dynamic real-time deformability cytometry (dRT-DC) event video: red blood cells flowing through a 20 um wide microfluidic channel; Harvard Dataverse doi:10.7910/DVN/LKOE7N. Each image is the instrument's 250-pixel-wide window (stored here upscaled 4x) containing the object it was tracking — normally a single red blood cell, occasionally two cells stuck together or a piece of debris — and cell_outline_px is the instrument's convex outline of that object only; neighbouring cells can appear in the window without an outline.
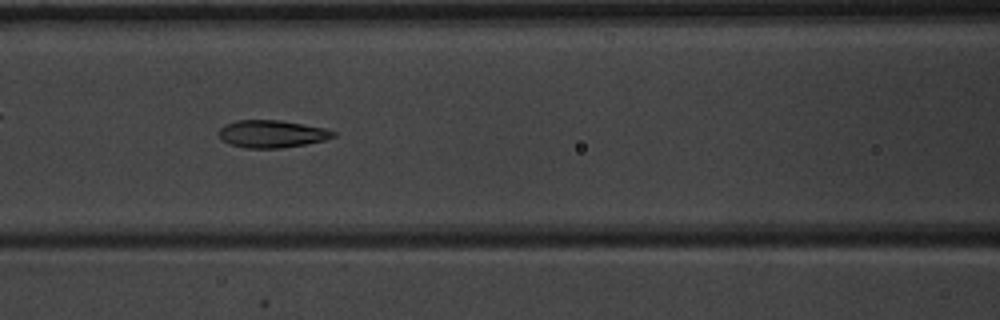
{"species": "common noctule bat (a hibernating species)", "species_latin": "Nyctalus noctula", "temperature_condition": "warm", "stored_images_in_passage": 51, "camera_frame_rate_fps": 3000, "um_per_image_px": 0.085, "animal": {"sex": "male", "body_mass_g": 20.1, "forearm_length_mm": 53.5}, "frame": {"image": 1, "passage_image": 23, "time_ms": 7.333, "image_size_px": [1000, 320], "cell_outline_px": [[336, 136], [324, 140], [304, 144], [280, 148], [244, 148], [232, 144], [224, 140], [216, 132], [224, 124], [236, 120], [280, 120], [324, 128], [336, 132]], "centroid_in_image_um": [23.09, 11.37], "position_along_channel_um": 143.5, "area_um2": 18.21}}
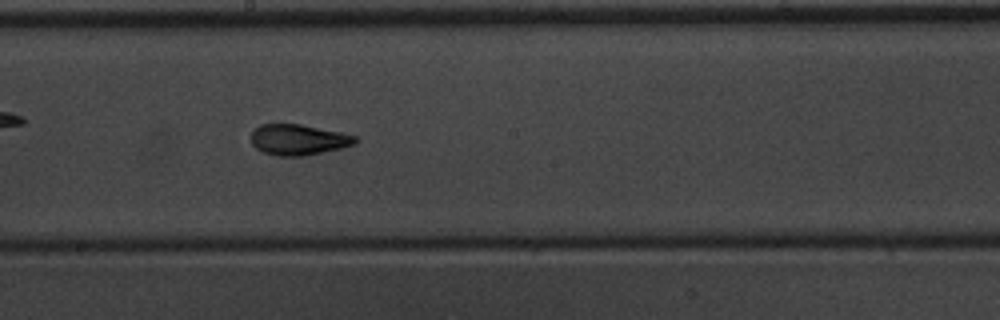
{"frame": {"image": 2, "passage_image": 29, "time_ms": 9.333, "image_size_px": [1000, 320], "cell_outline_px": [[360, 140], [356, 144], [340, 148], [304, 156], [276, 156], [264, 152], [256, 148], [252, 144], [252, 132], [260, 124], [300, 124], [340, 132], [356, 136]], "centroid_in_image_um": [25.38, 11.87], "position_along_channel_um": 222.8, "area_um2": 18.61}}
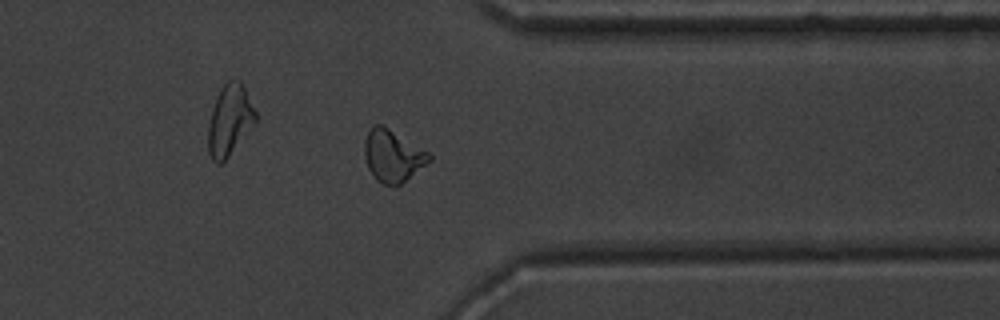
{"frame": {"image": 3, "passage_image": 41, "time_ms": 13.333, "image_size_px": [1000, 320], "cell_outline_px": [[432, 160], [396, 188], [384, 184], [376, 180], [368, 168], [364, 156], [364, 140], [368, 132], [376, 124], [380, 124], [388, 128], [428, 152], [432, 156]], "centroid_in_image_um": [33.38, 13.29], "position_along_channel_um": 378.0, "area_um2": 19.54}, "authors_computed_cell_mechanics": {"area_um2": 19.1318, "velocity_mm_per_s": 3.9748, "shape_relaxation_time_tau1_ms": 6.3426, "shape_relaxation_time_tau2_ms": 1.4121, "deformation_change_tau1": 0.1965, "deformation_change_tau2": 0.0827}}